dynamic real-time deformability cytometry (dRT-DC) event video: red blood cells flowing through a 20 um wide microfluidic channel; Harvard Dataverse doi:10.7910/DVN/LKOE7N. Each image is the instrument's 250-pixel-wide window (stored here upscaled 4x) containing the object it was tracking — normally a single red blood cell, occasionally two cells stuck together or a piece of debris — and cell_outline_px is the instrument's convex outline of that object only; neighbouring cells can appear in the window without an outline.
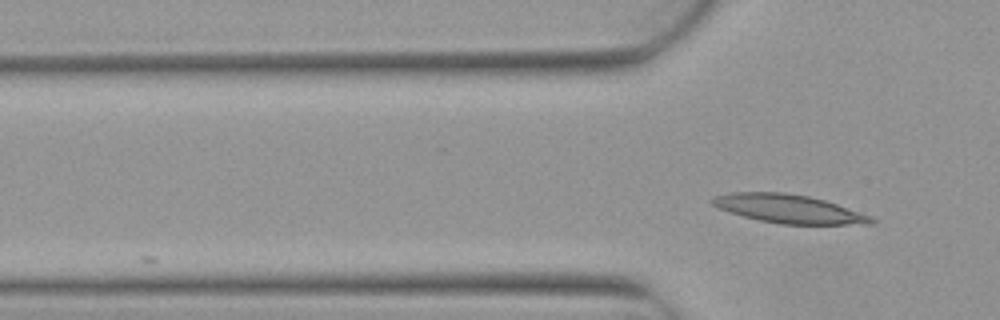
{"species": "Egyptian fruit bat (a non-hibernating species)", "species_latin": "Rousettus aegyptiacus", "temperature_condition": "warm", "stored_images_in_passage": 3, "camera_frame_rate_fps": 3000, "um_per_image_px": 0.085, "animal": {"sex": "female"}, "frame": {"image": 1, "passage_image": 3, "time_ms": 0.667, "image_size_px": [1000, 320], "cell_outline_px": [[876, 220], [872, 224], [780, 224], [760, 220], [744, 216], [720, 208], [712, 204], [708, 200], [712, 196], [728, 192], [784, 192], [808, 196], [824, 200], [836, 204], [868, 216]], "centroid_in_image_um": [66.96, 17.73], "position_along_channel_um": 58.8, "area_um2": 26.07}}